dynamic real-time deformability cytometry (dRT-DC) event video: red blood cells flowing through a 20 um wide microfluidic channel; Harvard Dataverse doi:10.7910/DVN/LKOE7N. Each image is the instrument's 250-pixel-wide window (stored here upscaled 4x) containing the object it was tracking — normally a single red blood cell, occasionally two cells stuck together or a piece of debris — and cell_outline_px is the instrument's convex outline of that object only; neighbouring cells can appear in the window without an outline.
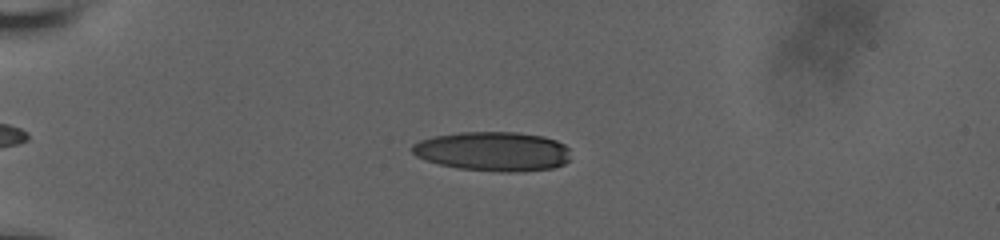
{"species": "human", "species_latin": "Homo sapiens", "temperature_condition": "room temperature", "stored_images_in_passage": 21, "camera_frame_rate_fps": 3000, "um_per_image_px": 0.085, "donor": {"sex": "male"}, "frame": {"image": 1, "passage_image": 7, "time_ms": 3.667, "image_size_px": [1000, 240], "cell_outline_px": [[568, 160], [564, 164], [552, 168], [512, 172], [500, 172], [456, 168], [424, 160], [416, 156], [412, 152], [412, 144], [420, 140], [432, 136], [460, 132], [516, 132], [544, 136], [556, 140], [564, 144], [568, 148]], "centroid_in_image_um": [41.87, 12.86], "position_along_channel_um": 43.1, "area_um2": 36.47}}
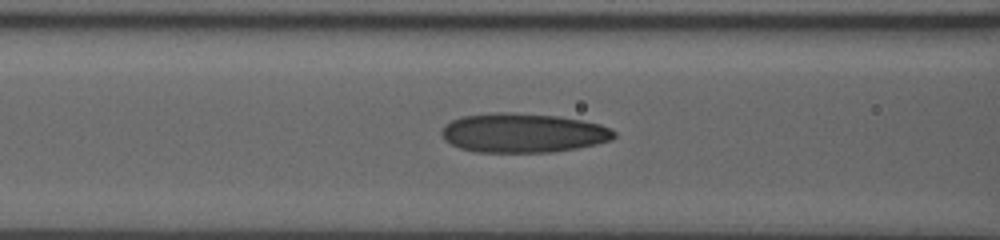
{"frame": {"image": 2, "passage_image": 17, "time_ms": 7.0, "image_size_px": [1000, 240], "cell_outline_px": [[616, 136], [612, 140], [596, 144], [576, 148], [552, 152], [476, 152], [460, 148], [444, 140], [440, 132], [444, 124], [460, 116], [496, 112], [512, 112], [560, 116], [600, 124], [616, 132]], "centroid_in_image_um": [44.43, 11.29], "position_along_channel_um": 122.2, "area_um2": 39.71}}
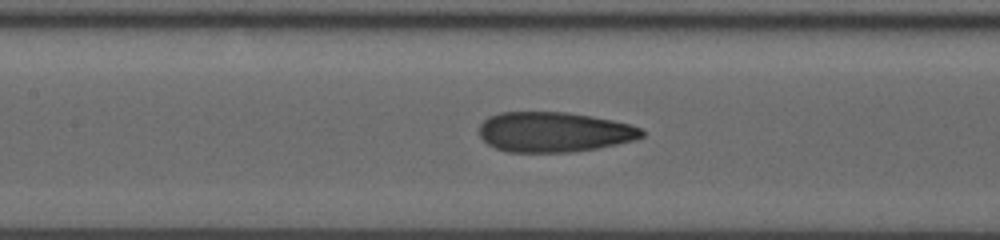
{"frame": {"image": 3, "passage_image": 21, "time_ms": 8.0, "image_size_px": [1000, 240], "cell_outline_px": [[644, 136], [636, 140], [596, 148], [572, 152], [508, 152], [496, 148], [488, 144], [480, 136], [480, 124], [488, 116], [500, 112], [568, 112], [592, 116], [632, 124], [640, 128], [644, 132]], "centroid_in_image_um": [47.1, 11.21], "position_along_channel_um": 160.3, "area_um2": 38.09}}